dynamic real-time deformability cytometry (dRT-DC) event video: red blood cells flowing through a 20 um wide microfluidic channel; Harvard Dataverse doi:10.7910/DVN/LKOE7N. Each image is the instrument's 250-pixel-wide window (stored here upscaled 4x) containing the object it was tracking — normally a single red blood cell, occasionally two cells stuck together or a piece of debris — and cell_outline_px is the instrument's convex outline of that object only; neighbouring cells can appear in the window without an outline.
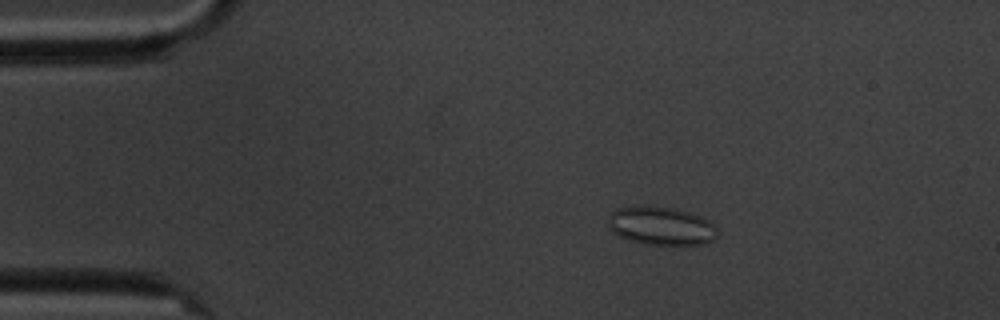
{"species": "common noctule bat (a hibernating species)", "species_latin": "Nyctalus noctula", "temperature_condition": "cold", "stored_images_in_passage": 5, "camera_frame_rate_fps": 3000, "um_per_image_px": 0.085, "animal": {"sex": "male", "body_mass_g": 20.1, "forearm_length_mm": 53.5}, "frame": {"image": 1, "passage_image": 3, "time_ms": 2.333, "image_size_px": [1000, 320], "cell_outline_px": [[716, 236], [712, 240], [704, 244], [644, 244], [628, 240], [612, 232], [608, 228], [608, 216], [616, 208], [644, 204], [652, 204], [676, 208], [692, 212], [708, 220], [716, 228]], "centroid_in_image_um": [56.14, 19.16], "position_along_channel_um": 28.9, "area_um2": 24.91}}